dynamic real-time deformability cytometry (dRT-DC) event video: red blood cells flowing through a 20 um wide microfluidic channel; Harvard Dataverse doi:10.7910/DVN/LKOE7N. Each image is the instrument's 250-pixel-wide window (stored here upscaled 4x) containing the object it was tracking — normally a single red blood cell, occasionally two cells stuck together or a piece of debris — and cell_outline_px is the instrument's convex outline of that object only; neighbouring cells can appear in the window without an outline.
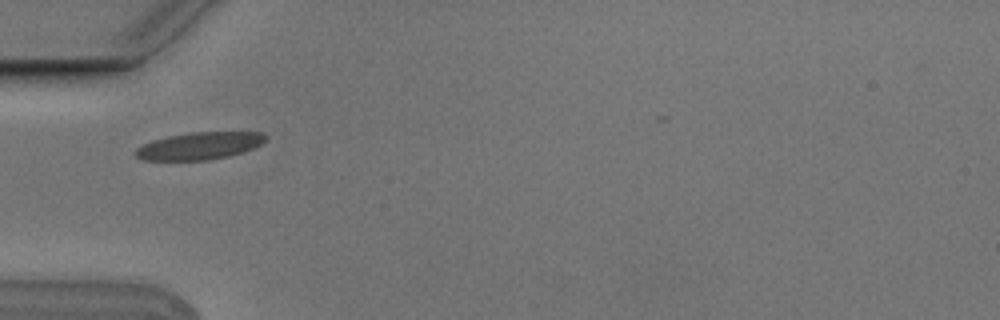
{"species": "Egyptian fruit bat (a non-hibernating species)", "species_latin": "Rousettus aegyptiacus", "temperature_condition": "cold", "stored_images_in_passage": 7, "camera_frame_rate_fps": 3000, "um_per_image_px": 0.085, "animal": {"sex": "male"}, "frame": {"image": 1, "passage_image": 1, "time_ms": 0.0, "image_size_px": [1000, 320], "cell_outline_px": [[268, 136], [260, 144], [252, 148], [228, 156], [208, 160], [144, 160], [136, 156], [132, 152], [136, 148], [152, 140], [168, 136], [192, 132], [260, 132]], "centroid_in_image_um": [16.9, 12.39], "position_along_channel_um": 68.1, "area_um2": 20.52}}
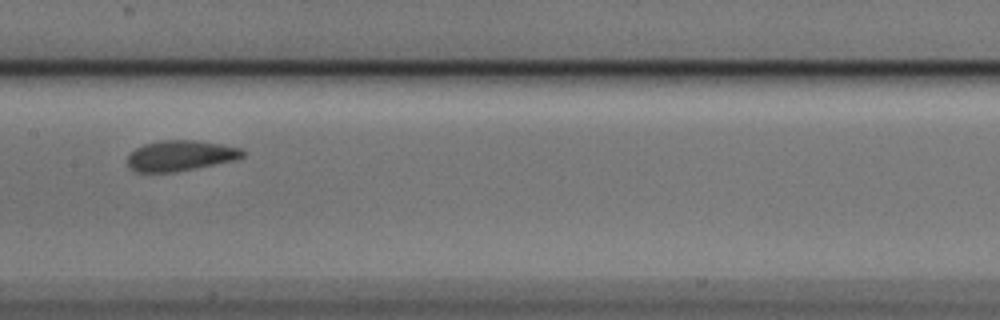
{"frame": {"image": 2, "passage_image": 4, "time_ms": 1.0, "image_size_px": [1000, 320], "cell_outline_px": [[244, 156], [236, 160], [172, 172], [136, 172], [128, 168], [128, 156], [136, 148], [144, 144], [160, 140], [196, 140], [220, 144], [240, 148], [244, 152]], "centroid_in_image_um": [15.31, 13.23], "position_along_channel_um": 192.1, "area_um2": 20.35}}
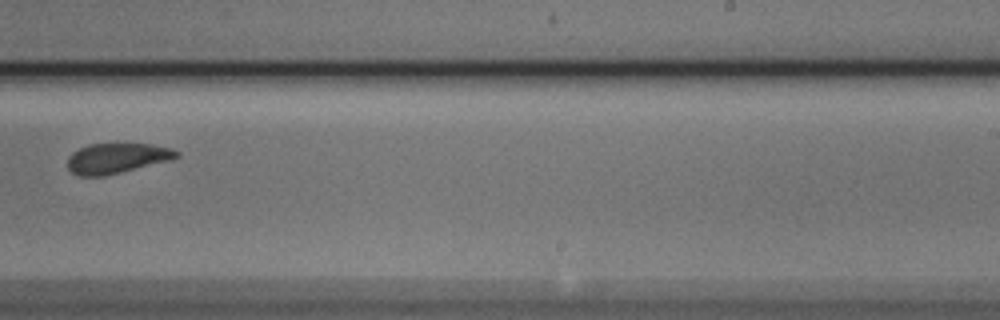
{"frame": {"image": 3, "passage_image": 6, "time_ms": 1.667, "image_size_px": [1000, 320], "cell_outline_px": [[180, 156], [176, 160], [104, 176], [76, 176], [68, 168], [68, 156], [72, 152], [88, 144], [152, 144], [172, 148], [180, 152]], "centroid_in_image_um": [10.0, 13.46], "position_along_channel_um": 279.0, "area_um2": 19.59}}